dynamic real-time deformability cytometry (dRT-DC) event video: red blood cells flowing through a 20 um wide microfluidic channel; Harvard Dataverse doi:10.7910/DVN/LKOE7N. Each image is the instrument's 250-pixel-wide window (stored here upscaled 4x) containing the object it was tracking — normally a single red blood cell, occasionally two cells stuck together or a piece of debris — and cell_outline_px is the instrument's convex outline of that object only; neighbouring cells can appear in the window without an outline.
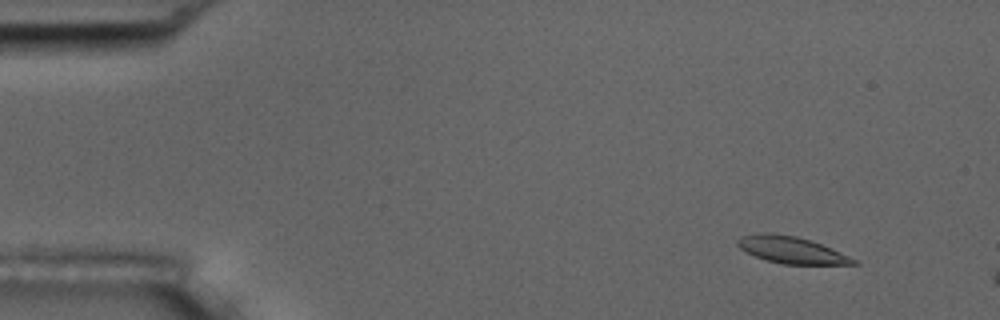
{"species": "common noctule bat (a hibernating species)", "species_latin": "Nyctalus noctula", "temperature_condition": "room temperature", "stored_images_in_passage": 12, "camera_frame_rate_fps": 3000, "um_per_image_px": 0.085, "animal": {"sex": "male", "body_mass_g": 17.5, "forearm_length_mm": 52.3}, "frame": {"image": 1, "passage_image": 6, "time_ms": 1.667, "image_size_px": [1000, 320], "cell_outline_px": [[860, 264], [780, 264], [764, 260], [740, 248], [736, 244], [736, 240], [740, 236], [764, 232], [768, 232], [796, 236], [820, 244], [840, 252], [856, 260]], "centroid_in_image_um": [67.21, 21.24], "position_along_channel_um": 17.8, "area_um2": 17.92}}